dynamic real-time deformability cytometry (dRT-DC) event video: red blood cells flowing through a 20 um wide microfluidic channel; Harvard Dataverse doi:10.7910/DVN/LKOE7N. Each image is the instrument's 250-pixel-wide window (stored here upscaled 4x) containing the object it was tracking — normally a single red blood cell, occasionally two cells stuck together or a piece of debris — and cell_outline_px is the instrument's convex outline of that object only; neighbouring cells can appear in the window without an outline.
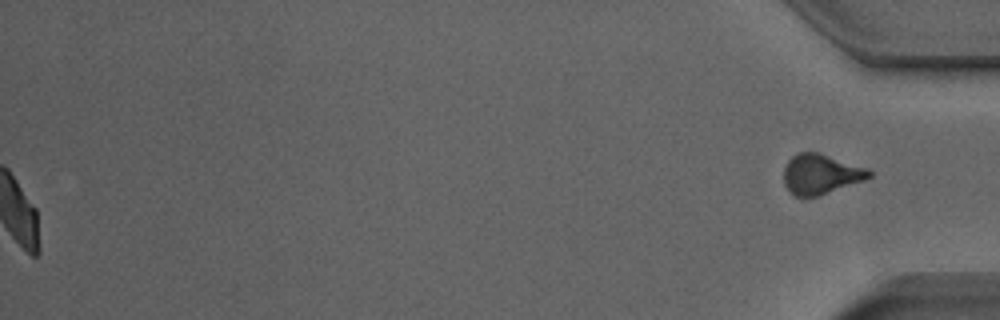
{"species": "Egyptian fruit bat (a non-hibernating species)", "species_latin": "Rousettus aegyptiacus", "temperature_condition": "room temperature", "stored_images_in_passage": 52, "segment_of_instrument_passage": [2, 2], "camera_frame_rate_fps": 3000, "um_per_image_px": 0.085, "animal": {"sex": "male"}, "frame": {"image": 1, "passage_image": 52, "time_ms": 17.0, "image_size_px": [1000, 320], "cell_outline_px": [[872, 176], [864, 180], [820, 196], [792, 196], [784, 184], [784, 168], [788, 160], [792, 156], [800, 152], [820, 152], [868, 168], [872, 172]], "centroid_in_image_um": [69.77, 14.8], "position_along_channel_um": 365.4, "area_um2": 20.11}}